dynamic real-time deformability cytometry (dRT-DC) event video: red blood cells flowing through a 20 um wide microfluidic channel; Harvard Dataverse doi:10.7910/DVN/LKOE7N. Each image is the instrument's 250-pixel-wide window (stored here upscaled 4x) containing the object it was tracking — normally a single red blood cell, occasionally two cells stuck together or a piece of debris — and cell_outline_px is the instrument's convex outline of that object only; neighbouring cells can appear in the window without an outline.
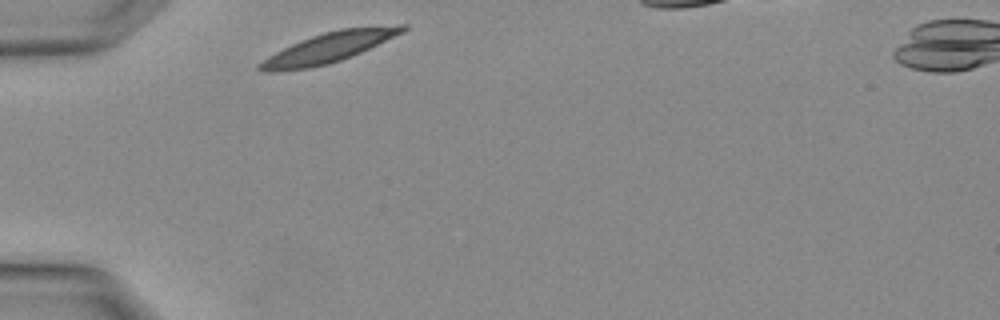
{"species": "Egyptian fruit bat (a non-hibernating species)", "species_latin": "Rousettus aegyptiacus", "temperature_condition": "warm", "stored_images_in_passage": 1, "camera_frame_rate_fps": 3000, "um_per_image_px": 0.085, "animal": {"sex": "female"}, "frame": {"image": 1, "passage_image": 1, "time_ms": 0.0, "image_size_px": [1000, 320], "cell_outline_px": [[408, 28], [404, 32], [352, 56], [328, 64], [308, 68], [276, 72], [260, 72], [256, 68], [256, 64], [268, 56], [300, 40], [324, 32], [340, 28], [396, 24], [408, 24]], "centroid_in_image_um": [27.94, 4.03], "position_along_channel_um": 57.1, "area_um2": 25.26}}